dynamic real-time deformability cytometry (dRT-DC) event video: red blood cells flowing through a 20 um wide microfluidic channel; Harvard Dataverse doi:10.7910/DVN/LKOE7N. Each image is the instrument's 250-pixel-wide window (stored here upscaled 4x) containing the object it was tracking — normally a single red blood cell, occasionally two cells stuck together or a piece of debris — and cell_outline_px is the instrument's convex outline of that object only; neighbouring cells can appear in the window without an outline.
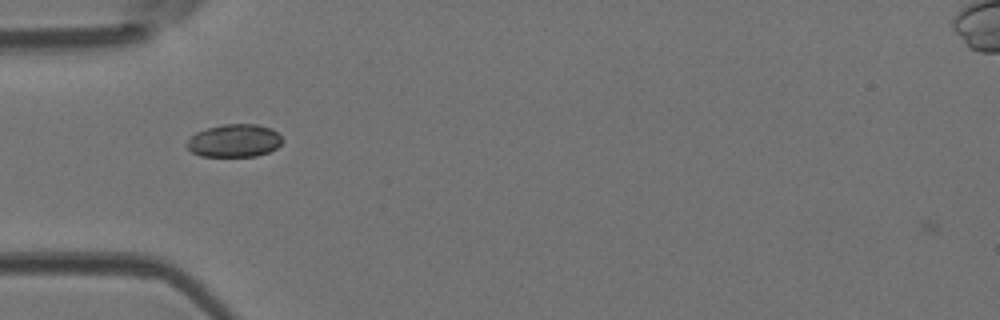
{"species": "Egyptian fruit bat (a non-hibernating species)", "species_latin": "Rousettus aegyptiacus", "temperature_condition": "room temperature", "stored_images_in_passage": 36, "camera_frame_rate_fps": 3000, "um_per_image_px": 0.085, "animal": {"sex": "female"}, "frame": {"image": 1, "passage_image": 3, "time_ms": 0.667, "image_size_px": [1000, 320], "cell_outline_px": [[284, 140], [276, 148], [268, 152], [256, 156], [200, 156], [192, 152], [184, 144], [196, 132], [208, 128], [224, 124], [256, 124], [272, 128]], "centroid_in_image_um": [19.91, 11.96], "position_along_channel_um": 65.1, "area_um2": 18.26}}
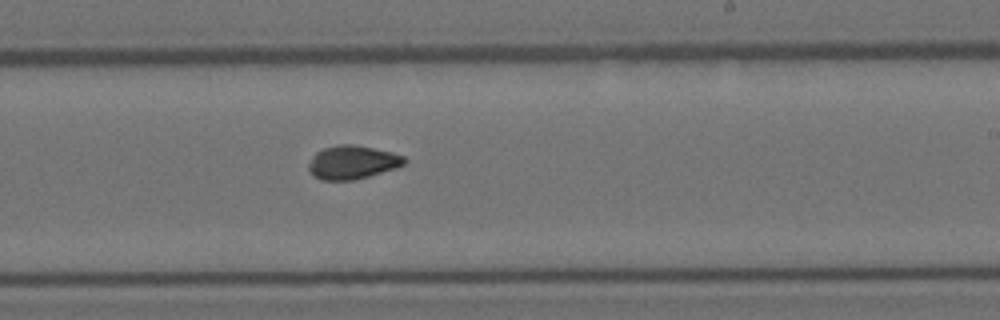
{"frame": {"image": 2, "passage_image": 17, "time_ms": 5.333, "image_size_px": [1000, 320], "cell_outline_px": [[408, 160], [404, 164], [396, 168], [368, 176], [352, 180], [320, 180], [308, 168], [308, 164], [312, 156], [316, 152], [324, 148], [340, 144], [352, 144], [392, 152], [404, 156]], "centroid_in_image_um": [29.96, 13.79], "position_along_channel_um": 259.0, "area_um2": 18.55}}
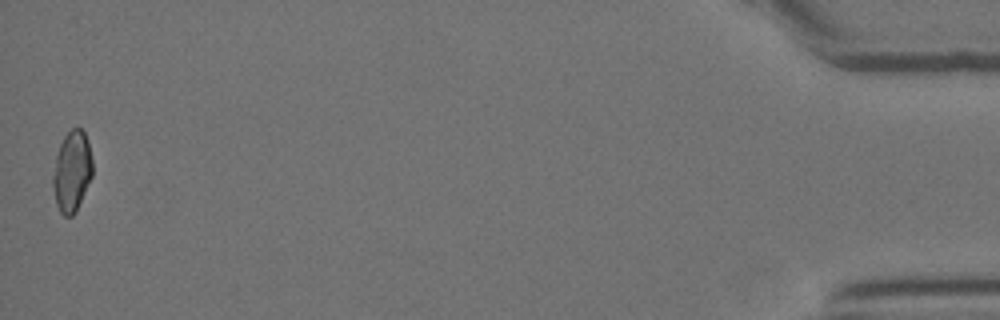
{"frame": {"image": 3, "passage_image": 36, "time_ms": 11.667, "image_size_px": [1000, 320], "cell_outline_px": [[92, 176], [76, 212], [72, 216], [64, 216], [60, 212], [56, 204], [52, 184], [52, 176], [56, 156], [60, 144], [64, 136], [72, 128], [80, 128], [84, 132], [88, 140], [92, 160]], "centroid_in_image_um": [6.11, 14.58], "position_along_channel_um": 429.1, "area_um2": 18.67}, "authors_computed_cell_mechanics": {"area_um2": 18.4382, "velocity_mm_per_s": 4.1583, "shape_relaxation_time_tau1_ms": 11.3778, "shape_relaxation_time_tau2_ms": 1.721, "deformation_change_tau1": 0.1533, "deformation_change_tau2": 0.0594}}